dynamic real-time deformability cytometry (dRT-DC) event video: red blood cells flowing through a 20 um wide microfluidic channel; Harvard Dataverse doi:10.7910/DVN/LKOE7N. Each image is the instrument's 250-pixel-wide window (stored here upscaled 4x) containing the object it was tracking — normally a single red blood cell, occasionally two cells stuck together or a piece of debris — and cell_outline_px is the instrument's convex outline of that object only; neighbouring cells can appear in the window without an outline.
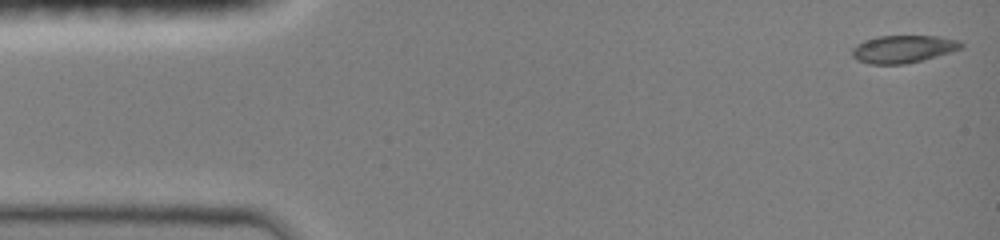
{"species": "common noctule bat (a hibernating species)", "species_latin": "Nyctalus noctula", "temperature_condition": "room temperature", "stored_images_in_passage": 77, "camera_frame_rate_fps": 3000, "um_per_image_px": 0.085, "animal": {"sex": "female", "body_mass_g": 19.0, "forearm_length_mm": 51.5}, "frame": {"image": 1, "passage_image": 1, "time_ms": 0.0, "image_size_px": [1000, 240], "cell_outline_px": [[964, 48], [920, 60], [904, 64], [868, 64], [856, 60], [852, 56], [852, 48], [856, 44], [864, 40], [876, 36], [940, 36], [960, 40], [964, 44]], "centroid_in_image_um": [76.75, 4.16], "position_along_channel_um": 8.2, "area_um2": 17.63}}
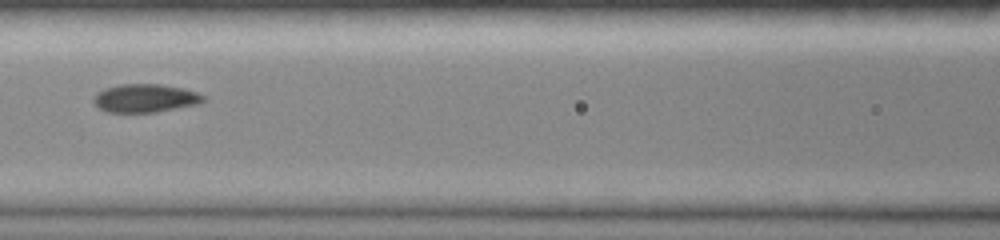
{"frame": {"image": 2, "passage_image": 32, "time_ms": 6.333, "image_size_px": [1000, 240], "cell_outline_px": [[204, 100], [200, 104], [156, 112], [108, 112], [100, 108], [92, 100], [96, 92], [104, 88], [120, 84], [160, 84], [184, 88], [196, 92], [204, 96]], "centroid_in_image_um": [12.34, 8.34], "position_along_channel_um": 154.3, "area_um2": 18.15}}
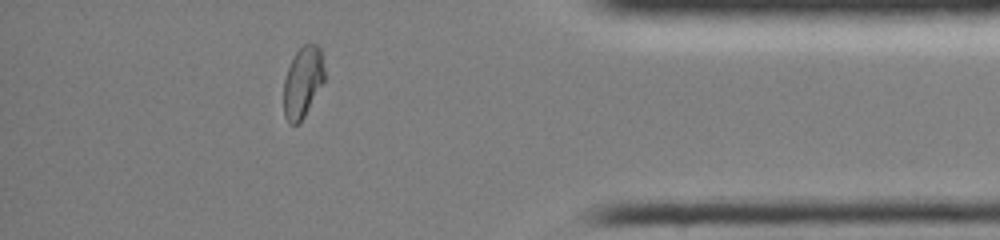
{"frame": {"image": 3, "passage_image": 66, "time_ms": 13.0, "image_size_px": [1000, 240], "cell_outline_px": [[324, 80], [300, 124], [288, 124], [284, 116], [284, 80], [288, 68], [296, 52], [304, 44], [316, 44], [320, 48], [324, 68]], "centroid_in_image_um": [25.72, 7.0], "position_along_channel_um": 409.5, "area_um2": 16.7}, "authors_computed_cell_mechanics": {"area_um2": 17.9758, "velocity_mm_per_s": 4.1234, "shape_relaxation_time_tau1_ms": 10.1083, "shape_relaxation_time_tau2_ms": null, "deformation_change_tau1": 0.2251, "deformation_change_tau2": null}}